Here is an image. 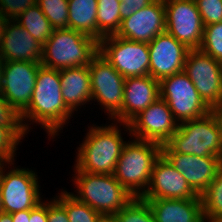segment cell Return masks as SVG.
Listing matches in <instances>:
<instances>
[{
	"mask_svg": "<svg viewBox=\"0 0 222 222\" xmlns=\"http://www.w3.org/2000/svg\"><path fill=\"white\" fill-rule=\"evenodd\" d=\"M155 222H205L202 199H144Z\"/></svg>",
	"mask_w": 222,
	"mask_h": 222,
	"instance_id": "44dd1931",
	"label": "cell"
},
{
	"mask_svg": "<svg viewBox=\"0 0 222 222\" xmlns=\"http://www.w3.org/2000/svg\"><path fill=\"white\" fill-rule=\"evenodd\" d=\"M162 152L222 158V136L212 113L179 123L177 131L162 145Z\"/></svg>",
	"mask_w": 222,
	"mask_h": 222,
	"instance_id": "5b68a950",
	"label": "cell"
},
{
	"mask_svg": "<svg viewBox=\"0 0 222 222\" xmlns=\"http://www.w3.org/2000/svg\"><path fill=\"white\" fill-rule=\"evenodd\" d=\"M0 222H13L11 214L1 212L0 213Z\"/></svg>",
	"mask_w": 222,
	"mask_h": 222,
	"instance_id": "ab89813d",
	"label": "cell"
},
{
	"mask_svg": "<svg viewBox=\"0 0 222 222\" xmlns=\"http://www.w3.org/2000/svg\"><path fill=\"white\" fill-rule=\"evenodd\" d=\"M68 28L97 40V0H68Z\"/></svg>",
	"mask_w": 222,
	"mask_h": 222,
	"instance_id": "cb8c5ba5",
	"label": "cell"
},
{
	"mask_svg": "<svg viewBox=\"0 0 222 222\" xmlns=\"http://www.w3.org/2000/svg\"><path fill=\"white\" fill-rule=\"evenodd\" d=\"M159 97L160 83L152 76L125 78L122 109L113 119L128 124Z\"/></svg>",
	"mask_w": 222,
	"mask_h": 222,
	"instance_id": "d6986e66",
	"label": "cell"
},
{
	"mask_svg": "<svg viewBox=\"0 0 222 222\" xmlns=\"http://www.w3.org/2000/svg\"><path fill=\"white\" fill-rule=\"evenodd\" d=\"M161 154L162 146L157 143L139 139L128 141L113 175L133 198L142 197L149 186L154 164Z\"/></svg>",
	"mask_w": 222,
	"mask_h": 222,
	"instance_id": "3957f363",
	"label": "cell"
},
{
	"mask_svg": "<svg viewBox=\"0 0 222 222\" xmlns=\"http://www.w3.org/2000/svg\"><path fill=\"white\" fill-rule=\"evenodd\" d=\"M29 222H48L47 220V203L40 202L33 209H30Z\"/></svg>",
	"mask_w": 222,
	"mask_h": 222,
	"instance_id": "8d00e7d4",
	"label": "cell"
},
{
	"mask_svg": "<svg viewBox=\"0 0 222 222\" xmlns=\"http://www.w3.org/2000/svg\"><path fill=\"white\" fill-rule=\"evenodd\" d=\"M62 97L67 108L74 113L78 106L92 101L90 71L88 66L59 70Z\"/></svg>",
	"mask_w": 222,
	"mask_h": 222,
	"instance_id": "603a6c76",
	"label": "cell"
},
{
	"mask_svg": "<svg viewBox=\"0 0 222 222\" xmlns=\"http://www.w3.org/2000/svg\"><path fill=\"white\" fill-rule=\"evenodd\" d=\"M52 200L47 203L48 222H69L65 208L56 199Z\"/></svg>",
	"mask_w": 222,
	"mask_h": 222,
	"instance_id": "e575fe53",
	"label": "cell"
},
{
	"mask_svg": "<svg viewBox=\"0 0 222 222\" xmlns=\"http://www.w3.org/2000/svg\"><path fill=\"white\" fill-rule=\"evenodd\" d=\"M142 199H201L186 179L161 154L154 164L151 180Z\"/></svg>",
	"mask_w": 222,
	"mask_h": 222,
	"instance_id": "2e32d148",
	"label": "cell"
},
{
	"mask_svg": "<svg viewBox=\"0 0 222 222\" xmlns=\"http://www.w3.org/2000/svg\"><path fill=\"white\" fill-rule=\"evenodd\" d=\"M25 134L22 126L0 125V160L3 163L13 164L17 145Z\"/></svg>",
	"mask_w": 222,
	"mask_h": 222,
	"instance_id": "f546056e",
	"label": "cell"
},
{
	"mask_svg": "<svg viewBox=\"0 0 222 222\" xmlns=\"http://www.w3.org/2000/svg\"><path fill=\"white\" fill-rule=\"evenodd\" d=\"M75 173L78 194L74 197L103 216H113L133 198L113 174Z\"/></svg>",
	"mask_w": 222,
	"mask_h": 222,
	"instance_id": "8992f818",
	"label": "cell"
},
{
	"mask_svg": "<svg viewBox=\"0 0 222 222\" xmlns=\"http://www.w3.org/2000/svg\"><path fill=\"white\" fill-rule=\"evenodd\" d=\"M97 41L116 35L121 26L120 1L97 0Z\"/></svg>",
	"mask_w": 222,
	"mask_h": 222,
	"instance_id": "d4e9b609",
	"label": "cell"
},
{
	"mask_svg": "<svg viewBox=\"0 0 222 222\" xmlns=\"http://www.w3.org/2000/svg\"><path fill=\"white\" fill-rule=\"evenodd\" d=\"M4 60L0 57V90L2 86V77H3V67H4Z\"/></svg>",
	"mask_w": 222,
	"mask_h": 222,
	"instance_id": "60d3db41",
	"label": "cell"
},
{
	"mask_svg": "<svg viewBox=\"0 0 222 222\" xmlns=\"http://www.w3.org/2000/svg\"><path fill=\"white\" fill-rule=\"evenodd\" d=\"M0 57L4 61L41 63L42 45L18 22L11 18L2 36Z\"/></svg>",
	"mask_w": 222,
	"mask_h": 222,
	"instance_id": "ffe728a7",
	"label": "cell"
},
{
	"mask_svg": "<svg viewBox=\"0 0 222 222\" xmlns=\"http://www.w3.org/2000/svg\"><path fill=\"white\" fill-rule=\"evenodd\" d=\"M41 63L5 61L0 93L20 115L30 104Z\"/></svg>",
	"mask_w": 222,
	"mask_h": 222,
	"instance_id": "5bb4252c",
	"label": "cell"
},
{
	"mask_svg": "<svg viewBox=\"0 0 222 222\" xmlns=\"http://www.w3.org/2000/svg\"><path fill=\"white\" fill-rule=\"evenodd\" d=\"M99 53L124 77L149 75L148 43L130 41L116 35L99 41Z\"/></svg>",
	"mask_w": 222,
	"mask_h": 222,
	"instance_id": "ba28073f",
	"label": "cell"
},
{
	"mask_svg": "<svg viewBox=\"0 0 222 222\" xmlns=\"http://www.w3.org/2000/svg\"><path fill=\"white\" fill-rule=\"evenodd\" d=\"M12 18L42 46L54 32L53 26L33 0H8Z\"/></svg>",
	"mask_w": 222,
	"mask_h": 222,
	"instance_id": "7402d4cb",
	"label": "cell"
},
{
	"mask_svg": "<svg viewBox=\"0 0 222 222\" xmlns=\"http://www.w3.org/2000/svg\"><path fill=\"white\" fill-rule=\"evenodd\" d=\"M159 83L160 97L169 105L178 123L203 117L210 112L184 71L164 77Z\"/></svg>",
	"mask_w": 222,
	"mask_h": 222,
	"instance_id": "52a82bcc",
	"label": "cell"
},
{
	"mask_svg": "<svg viewBox=\"0 0 222 222\" xmlns=\"http://www.w3.org/2000/svg\"><path fill=\"white\" fill-rule=\"evenodd\" d=\"M199 50L222 63V21L204 26Z\"/></svg>",
	"mask_w": 222,
	"mask_h": 222,
	"instance_id": "4dcf8cb0",
	"label": "cell"
},
{
	"mask_svg": "<svg viewBox=\"0 0 222 222\" xmlns=\"http://www.w3.org/2000/svg\"><path fill=\"white\" fill-rule=\"evenodd\" d=\"M115 124L92 126L78 148L75 171L92 174H114L126 142Z\"/></svg>",
	"mask_w": 222,
	"mask_h": 222,
	"instance_id": "7a4b0ae2",
	"label": "cell"
},
{
	"mask_svg": "<svg viewBox=\"0 0 222 222\" xmlns=\"http://www.w3.org/2000/svg\"><path fill=\"white\" fill-rule=\"evenodd\" d=\"M55 199L65 208L69 222H100L103 215L74 197V193L61 191ZM59 197V198H58Z\"/></svg>",
	"mask_w": 222,
	"mask_h": 222,
	"instance_id": "4316f807",
	"label": "cell"
},
{
	"mask_svg": "<svg viewBox=\"0 0 222 222\" xmlns=\"http://www.w3.org/2000/svg\"><path fill=\"white\" fill-rule=\"evenodd\" d=\"M162 155L200 196L214 181L221 159L213 155L200 157L177 152H162Z\"/></svg>",
	"mask_w": 222,
	"mask_h": 222,
	"instance_id": "ac0fdd59",
	"label": "cell"
},
{
	"mask_svg": "<svg viewBox=\"0 0 222 222\" xmlns=\"http://www.w3.org/2000/svg\"><path fill=\"white\" fill-rule=\"evenodd\" d=\"M150 54L149 75L161 80L184 71L190 49L168 32H162L148 43Z\"/></svg>",
	"mask_w": 222,
	"mask_h": 222,
	"instance_id": "9a60e30c",
	"label": "cell"
},
{
	"mask_svg": "<svg viewBox=\"0 0 222 222\" xmlns=\"http://www.w3.org/2000/svg\"><path fill=\"white\" fill-rule=\"evenodd\" d=\"M92 90V100H97L111 117L121 111L125 78L99 52L88 65Z\"/></svg>",
	"mask_w": 222,
	"mask_h": 222,
	"instance_id": "30bf717a",
	"label": "cell"
},
{
	"mask_svg": "<svg viewBox=\"0 0 222 222\" xmlns=\"http://www.w3.org/2000/svg\"><path fill=\"white\" fill-rule=\"evenodd\" d=\"M72 112L67 108L62 97L59 70L41 65L29 106L19 115L21 125L27 134L29 124L24 119L32 120L43 128L48 135H54L64 127ZM25 123V124H24Z\"/></svg>",
	"mask_w": 222,
	"mask_h": 222,
	"instance_id": "6da1fadb",
	"label": "cell"
},
{
	"mask_svg": "<svg viewBox=\"0 0 222 222\" xmlns=\"http://www.w3.org/2000/svg\"><path fill=\"white\" fill-rule=\"evenodd\" d=\"M166 30L164 0H155L130 17L122 20L116 36L143 43H150Z\"/></svg>",
	"mask_w": 222,
	"mask_h": 222,
	"instance_id": "e0dca14e",
	"label": "cell"
},
{
	"mask_svg": "<svg viewBox=\"0 0 222 222\" xmlns=\"http://www.w3.org/2000/svg\"><path fill=\"white\" fill-rule=\"evenodd\" d=\"M13 222H29L30 209L14 212L11 214Z\"/></svg>",
	"mask_w": 222,
	"mask_h": 222,
	"instance_id": "74e56055",
	"label": "cell"
},
{
	"mask_svg": "<svg viewBox=\"0 0 222 222\" xmlns=\"http://www.w3.org/2000/svg\"><path fill=\"white\" fill-rule=\"evenodd\" d=\"M117 222H155L148 202L141 197H134L119 212L113 215Z\"/></svg>",
	"mask_w": 222,
	"mask_h": 222,
	"instance_id": "83f0119b",
	"label": "cell"
},
{
	"mask_svg": "<svg viewBox=\"0 0 222 222\" xmlns=\"http://www.w3.org/2000/svg\"><path fill=\"white\" fill-rule=\"evenodd\" d=\"M210 112L214 116L217 125L219 127L220 134L222 136V104L215 106L213 108H210Z\"/></svg>",
	"mask_w": 222,
	"mask_h": 222,
	"instance_id": "f35d334b",
	"label": "cell"
},
{
	"mask_svg": "<svg viewBox=\"0 0 222 222\" xmlns=\"http://www.w3.org/2000/svg\"><path fill=\"white\" fill-rule=\"evenodd\" d=\"M4 163L0 165V190L2 212L33 209L41 202L39 184L35 172L29 169H11L5 173Z\"/></svg>",
	"mask_w": 222,
	"mask_h": 222,
	"instance_id": "9c48e42d",
	"label": "cell"
},
{
	"mask_svg": "<svg viewBox=\"0 0 222 222\" xmlns=\"http://www.w3.org/2000/svg\"><path fill=\"white\" fill-rule=\"evenodd\" d=\"M184 72L209 108L222 104L221 62L199 49L190 50L185 61Z\"/></svg>",
	"mask_w": 222,
	"mask_h": 222,
	"instance_id": "8fae6325",
	"label": "cell"
},
{
	"mask_svg": "<svg viewBox=\"0 0 222 222\" xmlns=\"http://www.w3.org/2000/svg\"><path fill=\"white\" fill-rule=\"evenodd\" d=\"M155 0H123L120 2L121 21L130 17L140 9L150 5Z\"/></svg>",
	"mask_w": 222,
	"mask_h": 222,
	"instance_id": "836d02e7",
	"label": "cell"
},
{
	"mask_svg": "<svg viewBox=\"0 0 222 222\" xmlns=\"http://www.w3.org/2000/svg\"><path fill=\"white\" fill-rule=\"evenodd\" d=\"M99 52V42L73 29H55L42 46L41 65L51 69L88 66Z\"/></svg>",
	"mask_w": 222,
	"mask_h": 222,
	"instance_id": "277c9868",
	"label": "cell"
},
{
	"mask_svg": "<svg viewBox=\"0 0 222 222\" xmlns=\"http://www.w3.org/2000/svg\"><path fill=\"white\" fill-rule=\"evenodd\" d=\"M204 26L222 21V0H195Z\"/></svg>",
	"mask_w": 222,
	"mask_h": 222,
	"instance_id": "1f68e13d",
	"label": "cell"
},
{
	"mask_svg": "<svg viewBox=\"0 0 222 222\" xmlns=\"http://www.w3.org/2000/svg\"><path fill=\"white\" fill-rule=\"evenodd\" d=\"M54 29H68V0H33Z\"/></svg>",
	"mask_w": 222,
	"mask_h": 222,
	"instance_id": "f1b7e54d",
	"label": "cell"
},
{
	"mask_svg": "<svg viewBox=\"0 0 222 222\" xmlns=\"http://www.w3.org/2000/svg\"><path fill=\"white\" fill-rule=\"evenodd\" d=\"M0 125L22 126L19 114L8 104L0 93Z\"/></svg>",
	"mask_w": 222,
	"mask_h": 222,
	"instance_id": "d6a6232c",
	"label": "cell"
},
{
	"mask_svg": "<svg viewBox=\"0 0 222 222\" xmlns=\"http://www.w3.org/2000/svg\"><path fill=\"white\" fill-rule=\"evenodd\" d=\"M100 222H117L113 216H103Z\"/></svg>",
	"mask_w": 222,
	"mask_h": 222,
	"instance_id": "b9f144b4",
	"label": "cell"
},
{
	"mask_svg": "<svg viewBox=\"0 0 222 222\" xmlns=\"http://www.w3.org/2000/svg\"><path fill=\"white\" fill-rule=\"evenodd\" d=\"M201 199L205 222H218L222 218V158L214 181L201 194Z\"/></svg>",
	"mask_w": 222,
	"mask_h": 222,
	"instance_id": "484cf974",
	"label": "cell"
},
{
	"mask_svg": "<svg viewBox=\"0 0 222 222\" xmlns=\"http://www.w3.org/2000/svg\"><path fill=\"white\" fill-rule=\"evenodd\" d=\"M2 212V198H1V190H0V213Z\"/></svg>",
	"mask_w": 222,
	"mask_h": 222,
	"instance_id": "7bdbcfd3",
	"label": "cell"
},
{
	"mask_svg": "<svg viewBox=\"0 0 222 222\" xmlns=\"http://www.w3.org/2000/svg\"><path fill=\"white\" fill-rule=\"evenodd\" d=\"M166 32L190 50L199 49L204 32L195 0H164Z\"/></svg>",
	"mask_w": 222,
	"mask_h": 222,
	"instance_id": "4fadbf2b",
	"label": "cell"
},
{
	"mask_svg": "<svg viewBox=\"0 0 222 222\" xmlns=\"http://www.w3.org/2000/svg\"><path fill=\"white\" fill-rule=\"evenodd\" d=\"M169 105L159 97L123 127L136 139L166 144L178 129ZM126 125V126H125Z\"/></svg>",
	"mask_w": 222,
	"mask_h": 222,
	"instance_id": "7c38bea8",
	"label": "cell"
},
{
	"mask_svg": "<svg viewBox=\"0 0 222 222\" xmlns=\"http://www.w3.org/2000/svg\"><path fill=\"white\" fill-rule=\"evenodd\" d=\"M12 18L8 0H0V44L8 21Z\"/></svg>",
	"mask_w": 222,
	"mask_h": 222,
	"instance_id": "d590c367",
	"label": "cell"
}]
</instances>
